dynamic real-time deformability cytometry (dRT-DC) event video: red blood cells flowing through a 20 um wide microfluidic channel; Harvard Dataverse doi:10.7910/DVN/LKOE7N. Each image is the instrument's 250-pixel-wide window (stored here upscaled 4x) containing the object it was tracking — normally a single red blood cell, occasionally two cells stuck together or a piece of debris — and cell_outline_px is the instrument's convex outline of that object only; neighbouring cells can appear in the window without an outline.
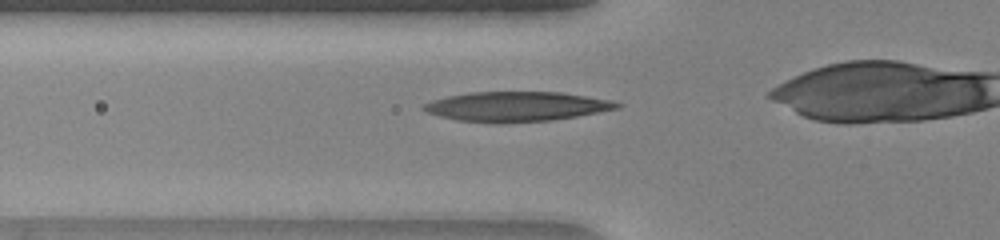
{"species": "human", "species_latin": "Homo sapiens", "temperature_condition": "warm", "stored_images_in_passage": 37, "camera_frame_rate_fps": 3000, "um_per_image_px": 0.085, "donor": {"sex": "female"}, "frame": {"image": 1, "passage_image": 14, "time_ms": 4.333, "image_size_px": [1000, 240], "cell_outline_px": [[624, 104], [620, 108], [576, 116], [552, 120], [500, 124], [496, 124], [456, 120], [440, 116], [428, 112], [420, 108], [424, 104], [432, 100], [448, 96], [468, 92], [564, 92], [612, 100]], "centroid_in_image_um": [43.91, 9.06], "position_along_channel_um": 81.9, "area_um2": 33.87}}
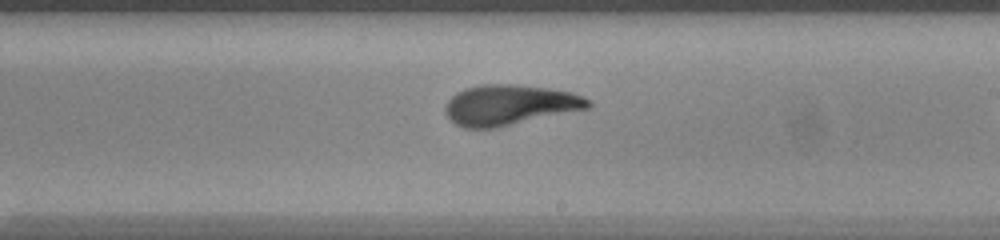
{"frame": {"image": 2, "passage_image": 26, "time_ms": 8.333, "image_size_px": [1000, 240], "cell_outline_px": [[592, 104], [588, 108], [496, 128], [464, 128], [448, 120], [444, 112], [444, 108], [448, 100], [456, 92], [464, 88], [484, 84], [516, 84], [548, 88], [572, 92], [592, 100]], "centroid_in_image_um": [43.28, 8.92], "position_along_channel_um": 245.7, "area_um2": 33.81}}
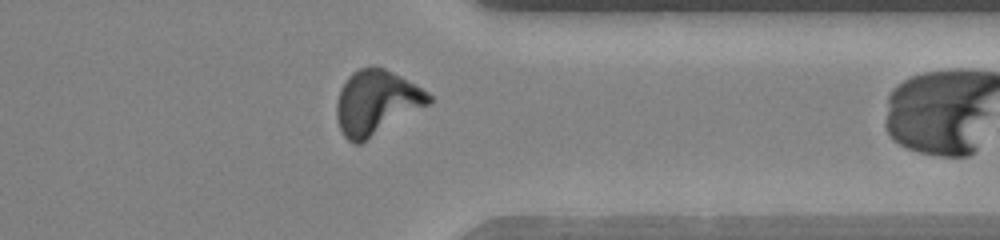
{"frame": {"image": 3, "passage_image": 36, "time_ms": 11.667, "image_size_px": [1000, 240], "cell_outline_px": [[432, 100], [428, 104], [360, 144], [352, 144], [344, 136], [340, 128], [336, 116], [336, 104], [340, 88], [348, 76], [352, 72], [360, 68], [372, 64], [384, 68], [416, 84], [428, 92], [432, 96]], "centroid_in_image_um": [31.96, 8.69], "position_along_channel_um": 379.4, "area_um2": 34.56}}